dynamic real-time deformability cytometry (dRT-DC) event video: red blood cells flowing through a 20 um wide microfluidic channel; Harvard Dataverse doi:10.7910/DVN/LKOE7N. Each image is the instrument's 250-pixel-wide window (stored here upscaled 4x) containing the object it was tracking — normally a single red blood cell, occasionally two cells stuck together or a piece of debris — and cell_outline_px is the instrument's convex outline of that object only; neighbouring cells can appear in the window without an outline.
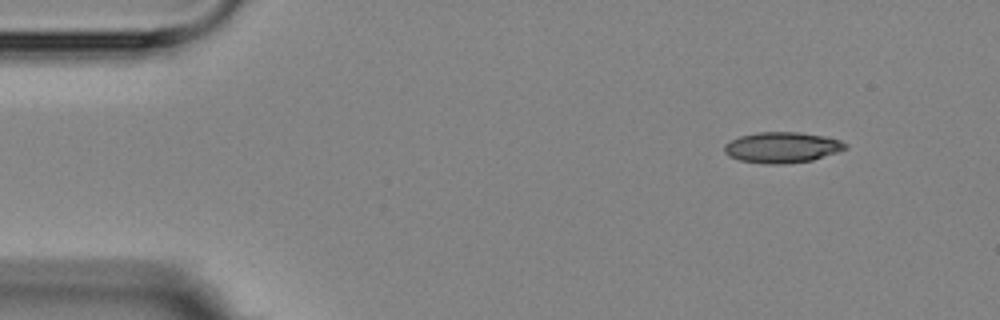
{"species": "Egyptian fruit bat (a non-hibernating species)", "species_latin": "Rousettus aegyptiacus", "temperature_condition": "room temperature", "stored_images_in_passage": 4, "camera_frame_rate_fps": 3000, "um_per_image_px": 0.085, "animal": {"sex": "female"}, "frame": {"image": 1, "passage_image": 1, "time_ms": 0.0, "image_size_px": [1000, 320], "cell_outline_px": [[848, 148], [812, 160], [784, 164], [768, 164], [740, 160], [728, 156], [724, 152], [724, 144], [728, 140], [740, 136], [756, 132], [800, 132], [824, 136], [840, 140], [848, 144]], "centroid_in_image_um": [66.45, 12.52], "position_along_channel_um": 18.6, "area_um2": 21.79}}
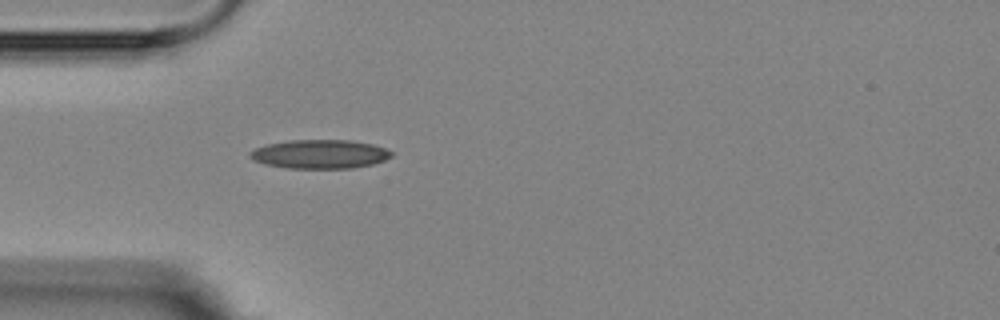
{"frame": {"image": 2, "passage_image": 4, "time_ms": 3.333, "image_size_px": [1000, 320], "cell_outline_px": [[392, 156], [384, 160], [372, 164], [352, 168], [288, 168], [264, 164], [252, 160], [248, 156], [248, 152], [256, 148], [268, 144], [288, 140], [348, 140], [372, 144], [384, 148], [392, 152]], "centroid_in_image_um": [27.14, 13.1], "position_along_channel_um": 57.9, "area_um2": 23.76}}